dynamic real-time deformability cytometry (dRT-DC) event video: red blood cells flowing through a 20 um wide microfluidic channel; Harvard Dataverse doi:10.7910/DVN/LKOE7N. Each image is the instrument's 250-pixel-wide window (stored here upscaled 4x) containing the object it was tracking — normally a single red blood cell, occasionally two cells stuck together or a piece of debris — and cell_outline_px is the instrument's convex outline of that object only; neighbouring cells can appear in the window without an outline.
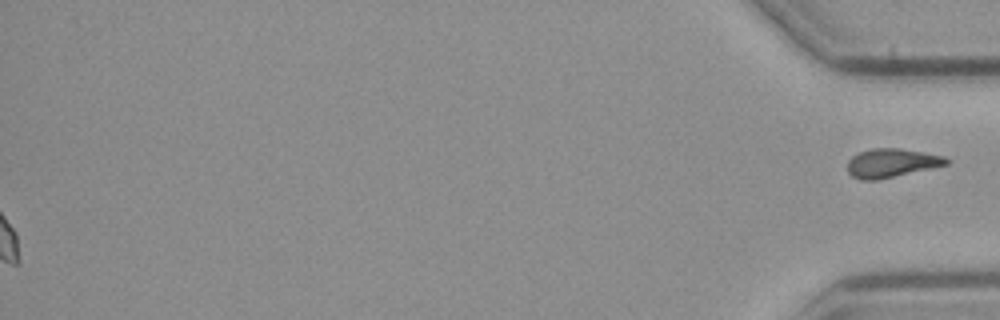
{"species": "common noctule bat (a hibernating species)", "species_latin": "Nyctalus noctula", "temperature_condition": "cold", "stored_images_in_passage": 45, "segment_of_instrument_passage": [2, 2], "camera_frame_rate_fps": 3000, "um_per_image_px": 0.085, "animal": {"sex": "male", "body_mass_g": 23.1, "forearm_length_mm": 52.7}, "frame": {"image": 1, "passage_image": 45, "time_ms": 14.667, "image_size_px": [1000, 320], "cell_outline_px": [[948, 164], [932, 168], [876, 180], [860, 180], [852, 176], [848, 172], [848, 160], [852, 156], [860, 152], [872, 148], [900, 148], [944, 156], [948, 160]], "centroid_in_image_um": [75.75, 13.85], "position_along_channel_um": 359.4, "area_um2": 16.42}}